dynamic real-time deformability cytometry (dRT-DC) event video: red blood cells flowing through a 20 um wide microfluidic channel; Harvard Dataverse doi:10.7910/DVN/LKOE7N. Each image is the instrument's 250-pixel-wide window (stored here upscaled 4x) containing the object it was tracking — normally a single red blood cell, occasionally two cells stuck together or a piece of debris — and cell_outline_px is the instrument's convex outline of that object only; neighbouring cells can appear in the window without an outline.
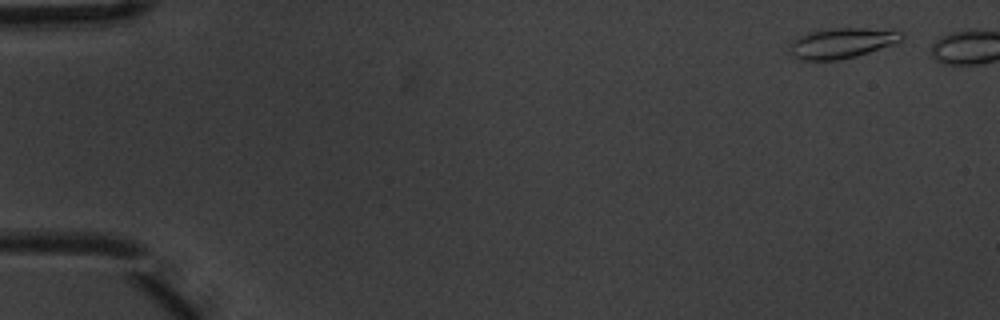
{"species": "common noctule bat (a hibernating species)", "species_latin": "Nyctalus noctula", "temperature_condition": "warm", "stored_images_in_passage": 11, "camera_frame_rate_fps": 3000, "um_per_image_px": 0.085, "animal": {"sex": "male", "body_mass_g": 20.1, "forearm_length_mm": 53.5}, "frame": {"image": 1, "passage_image": 2, "time_ms": 0.333, "image_size_px": [1000, 320], "cell_outline_px": [[904, 40], [856, 56], [836, 60], [800, 60], [792, 56], [788, 52], [788, 44], [796, 36], [808, 32], [832, 28], [900, 28], [904, 36]], "centroid_in_image_um": [71.56, 3.63], "position_along_channel_um": 13.4, "area_um2": 20.4}}
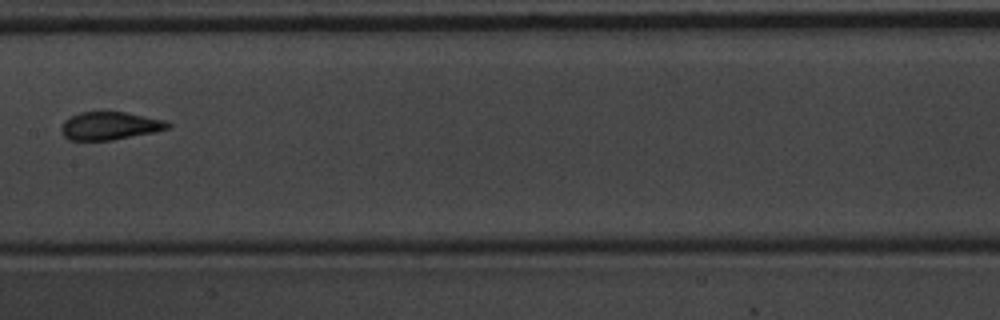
{"frame": {"image": 2, "passage_image": 10, "time_ms": 3.0, "image_size_px": [1000, 320], "cell_outline_px": [[172, 128], [112, 140], [68, 140], [64, 136], [60, 128], [64, 120], [80, 112], [124, 112], [164, 120], [172, 124]], "centroid_in_image_um": [9.33, 10.7], "position_along_channel_um": 198.1, "area_um2": 17.22}}
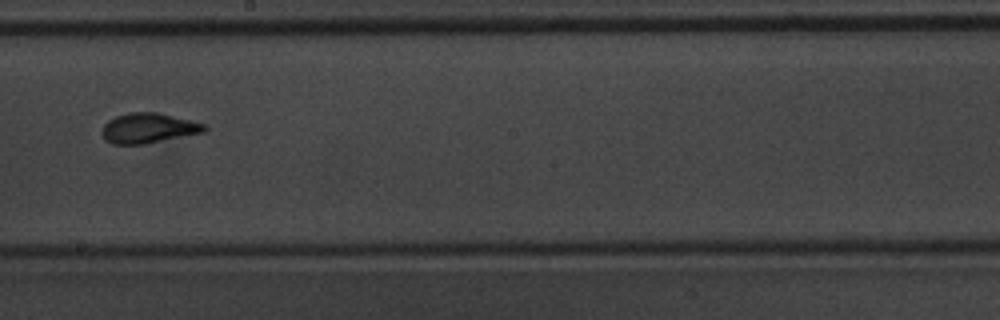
{"frame": {"image": 3, "passage_image": 11, "time_ms": 3.333, "image_size_px": [1000, 320], "cell_outline_px": [[208, 128], [204, 132], [144, 144], [112, 144], [104, 140], [100, 132], [104, 124], [108, 120], [116, 116], [132, 112], [160, 112], [204, 124]], "centroid_in_image_um": [12.57, 10.89], "position_along_channel_um": 235.6, "area_um2": 17.98}}